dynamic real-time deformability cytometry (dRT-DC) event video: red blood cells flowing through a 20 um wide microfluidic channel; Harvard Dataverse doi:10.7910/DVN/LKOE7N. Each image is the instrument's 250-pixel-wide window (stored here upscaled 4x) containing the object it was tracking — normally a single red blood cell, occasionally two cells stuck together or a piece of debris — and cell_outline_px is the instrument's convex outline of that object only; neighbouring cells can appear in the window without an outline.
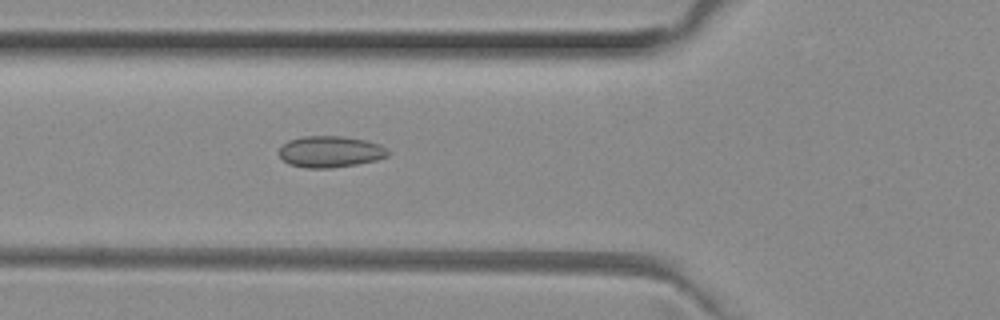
{"species": "common noctule bat (a hibernating species)", "species_latin": "Nyctalus noctula", "temperature_condition": "room temperature", "stored_images_in_passage": 38, "camera_frame_rate_fps": 3000, "um_per_image_px": 0.085, "animal": {"sex": "female", "body_mass_g": 29.2, "forearm_length_mm": 56.3}, "frame": {"image": 1, "passage_image": 7, "time_ms": 2.0, "image_size_px": [1000, 320], "cell_outline_px": [[392, 152], [388, 156], [376, 160], [356, 164], [328, 168], [308, 168], [288, 164], [280, 156], [280, 148], [288, 140], [300, 136], [344, 136], [368, 140], [380, 144]], "centroid_in_image_um": [28.11, 12.88], "position_along_channel_um": 97.7, "area_um2": 20.06}}
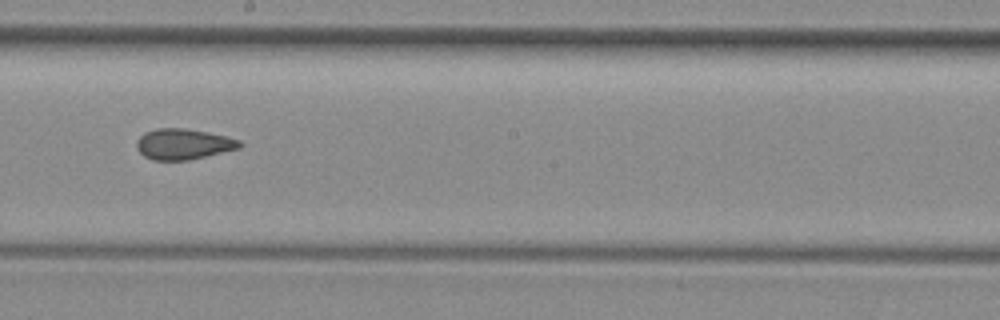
{"frame": {"image": 2, "passage_image": 17, "time_ms": 5.333, "image_size_px": [1000, 320], "cell_outline_px": [[244, 144], [240, 148], [188, 160], [152, 160], [144, 156], [136, 148], [136, 140], [144, 132], [156, 128], [184, 128], [208, 132], [240, 140]], "centroid_in_image_um": [15.56, 12.24], "position_along_channel_um": 232.6, "area_um2": 18.5}}
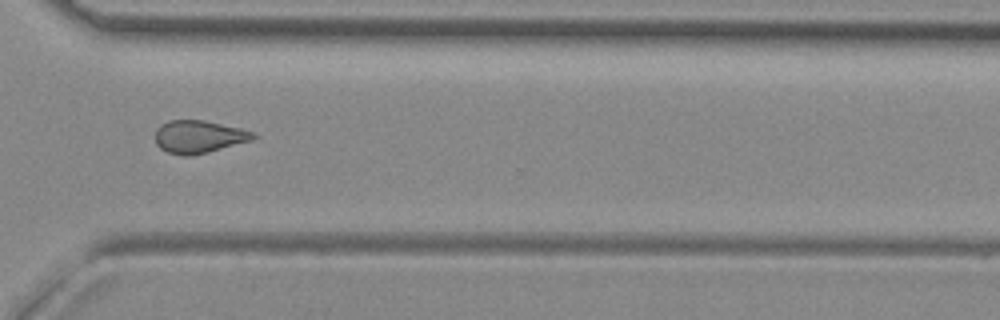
{"frame": {"image": 3, "passage_image": 26, "time_ms": 8.333, "image_size_px": [1000, 320], "cell_outline_px": [[256, 136], [252, 140], [208, 152], [192, 156], [184, 156], [168, 152], [160, 148], [156, 144], [156, 128], [160, 124], [168, 120], [204, 120], [240, 128], [252, 132]], "centroid_in_image_um": [16.86, 11.62], "position_along_channel_um": 353.7, "area_um2": 18.61}, "authors_computed_cell_mechanics": {"area_um2": 18.496, "velocity_mm_per_s": 4.0413, "shape_relaxation_time_tau1_ms": null, "shape_relaxation_time_tau2_ms": 2.1549, "deformation_change_tau1": null, "deformation_change_tau2": 0.0957}}